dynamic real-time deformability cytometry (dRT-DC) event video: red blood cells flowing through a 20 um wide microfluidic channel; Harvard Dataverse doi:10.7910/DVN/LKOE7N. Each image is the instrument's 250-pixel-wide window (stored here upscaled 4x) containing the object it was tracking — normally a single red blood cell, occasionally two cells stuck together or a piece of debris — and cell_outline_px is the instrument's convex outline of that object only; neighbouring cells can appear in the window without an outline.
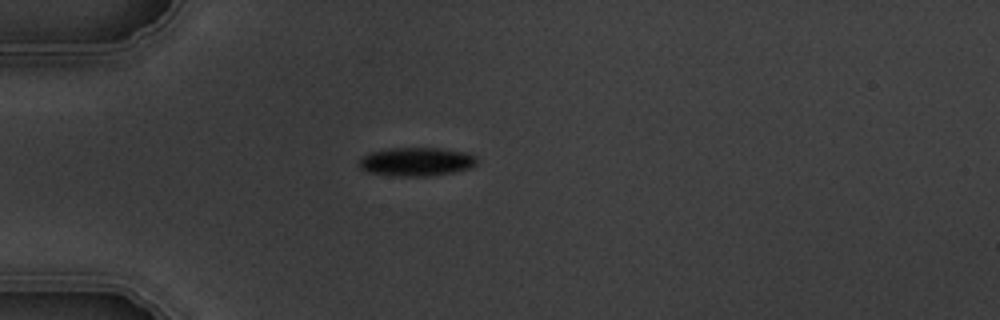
{"species": "common noctule bat (a hibernating species)", "species_latin": "Nyctalus noctula", "temperature_condition": "warm", "stored_images_in_passage": 5, "camera_frame_rate_fps": 3000, "um_per_image_px": 0.085, "animal": {"sex": "male", "body_mass_g": 19.5, "forearm_length_mm": 54.6}, "frame": {"image": 1, "passage_image": 1, "time_ms": 0.0, "image_size_px": [1000, 320], "cell_outline_px": [[476, 164], [468, 168], [456, 172], [428, 176], [396, 176], [368, 172], [360, 168], [360, 160], [364, 156], [372, 152], [392, 148], [436, 148], [468, 152], [476, 156]], "centroid_in_image_um": [35.43, 13.75], "position_along_channel_um": 49.6, "area_um2": 19.48}}